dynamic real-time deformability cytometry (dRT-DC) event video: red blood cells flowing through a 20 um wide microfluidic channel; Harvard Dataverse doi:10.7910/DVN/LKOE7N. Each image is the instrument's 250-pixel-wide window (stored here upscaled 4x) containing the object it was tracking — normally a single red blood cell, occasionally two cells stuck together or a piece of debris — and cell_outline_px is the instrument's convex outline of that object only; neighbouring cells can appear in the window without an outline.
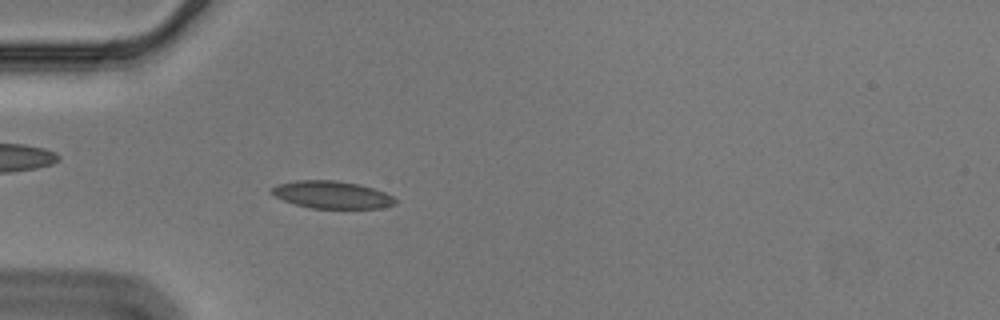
{"species": "Egyptian fruit bat (a non-hibernating species)", "species_latin": "Rousettus aegyptiacus", "temperature_condition": "cold", "stored_images_in_passage": 8, "camera_frame_rate_fps": 3000, "um_per_image_px": 0.085, "animal": {"sex": "male"}, "frame": {"image": 1, "passage_image": 1, "time_ms": 0.0, "image_size_px": [1000, 320], "cell_outline_px": [[396, 204], [380, 208], [312, 208], [296, 204], [284, 200], [268, 192], [276, 184], [296, 180], [336, 180], [360, 184], [384, 192], [392, 196], [396, 200]], "centroid_in_image_um": [28.19, 16.54], "position_along_channel_um": 56.8, "area_um2": 19.71}}
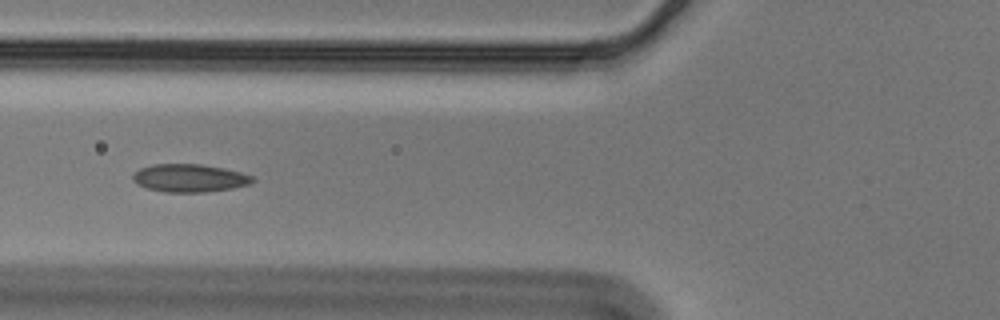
{"frame": {"image": 2, "passage_image": 6, "time_ms": 1.667, "image_size_px": [1000, 320], "cell_outline_px": [[256, 180], [252, 184], [232, 188], [204, 192], [164, 192], [148, 188], [136, 184], [132, 180], [132, 172], [140, 168], [152, 164], [200, 164], [224, 168], [240, 172], [252, 176]], "centroid_in_image_um": [16.09, 15.13], "position_along_channel_um": 109.7, "area_um2": 19.65}}